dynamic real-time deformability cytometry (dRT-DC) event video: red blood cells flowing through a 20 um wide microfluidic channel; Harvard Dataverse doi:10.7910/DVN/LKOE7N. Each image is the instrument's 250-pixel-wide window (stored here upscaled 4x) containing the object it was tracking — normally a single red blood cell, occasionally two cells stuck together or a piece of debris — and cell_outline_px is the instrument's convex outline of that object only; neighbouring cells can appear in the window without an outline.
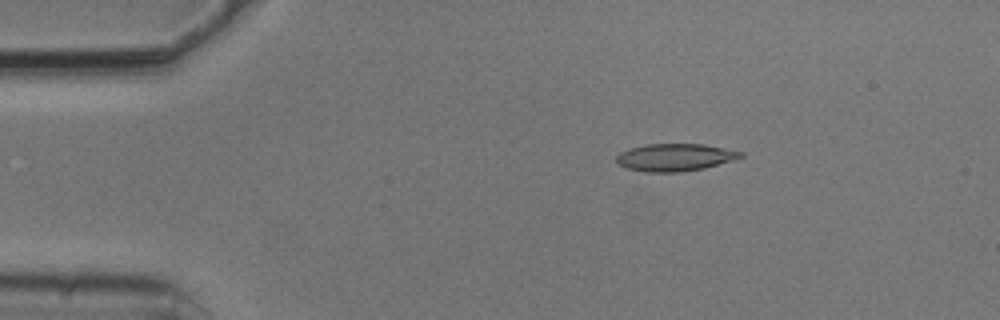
{"species": "common noctule bat (a hibernating species)", "species_latin": "Nyctalus noctula", "temperature_condition": "cold", "stored_images_in_passage": 6, "camera_frame_rate_fps": 3000, "um_per_image_px": 0.085, "animal": {"sex": "male", "body_mass_g": 20.5, "forearm_length_mm": 52.5}, "frame": {"image": 1, "passage_image": 1, "time_ms": 0.0, "image_size_px": [1000, 320], "cell_outline_px": [[744, 156], [736, 160], [704, 168], [680, 172], [644, 172], [624, 168], [616, 164], [616, 156], [620, 152], [644, 144], [704, 144], [744, 152]], "centroid_in_image_um": [57.37, 13.38], "position_along_channel_um": 27.6, "area_um2": 20.11}}
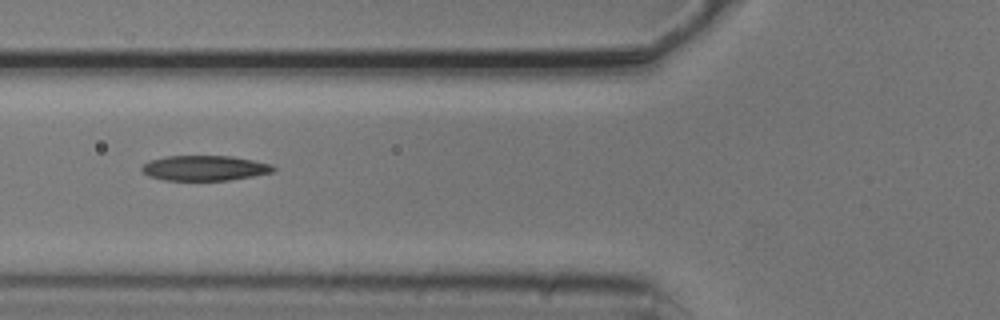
{"frame": {"image": 2, "passage_image": 4, "time_ms": 1.0, "image_size_px": [1000, 320], "cell_outline_px": [[276, 168], [272, 172], [252, 176], [228, 180], [164, 180], [148, 176], [140, 168], [144, 164], [152, 160], [168, 156], [232, 156], [272, 164]], "centroid_in_image_um": [17.4, 14.28], "position_along_channel_um": 108.4, "area_um2": 19.07}}
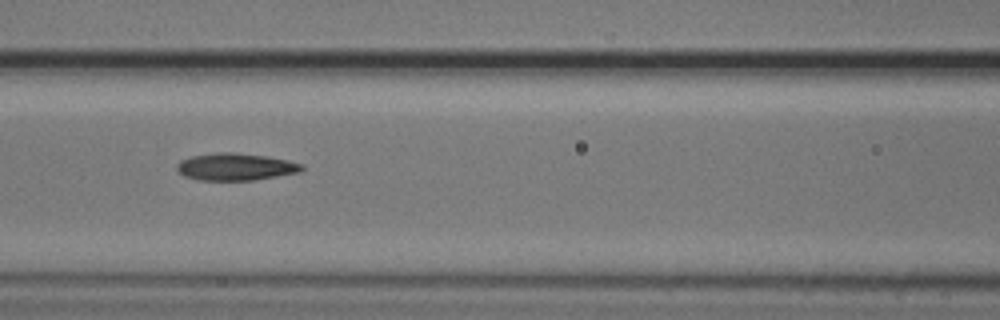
{"frame": {"image": 3, "passage_image": 5, "time_ms": 1.333, "image_size_px": [1000, 320], "cell_outline_px": [[304, 168], [300, 172], [252, 180], [196, 180], [184, 176], [176, 168], [176, 164], [180, 160], [192, 156], [216, 152], [236, 152], [268, 156], [288, 160], [304, 164]], "centroid_in_image_um": [20.02, 14.17], "position_along_channel_um": 146.6, "area_um2": 19.94}}